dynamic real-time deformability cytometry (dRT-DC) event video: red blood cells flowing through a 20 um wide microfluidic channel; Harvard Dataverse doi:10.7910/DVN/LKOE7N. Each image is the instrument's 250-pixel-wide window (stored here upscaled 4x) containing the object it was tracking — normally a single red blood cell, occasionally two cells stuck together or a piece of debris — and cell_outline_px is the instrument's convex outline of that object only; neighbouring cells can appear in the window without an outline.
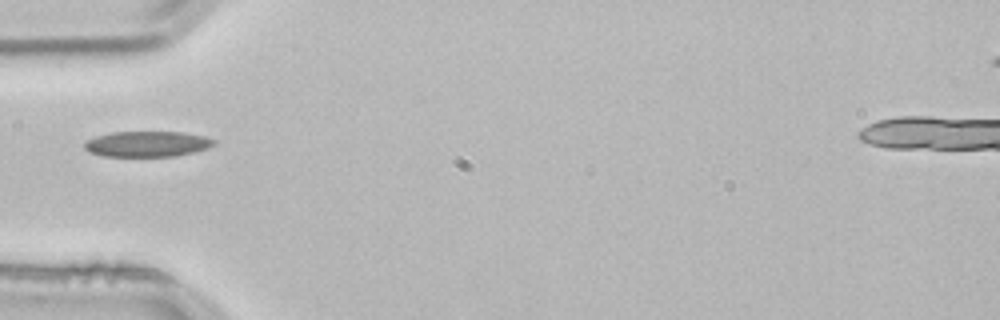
{"species": "common noctule bat (a hibernating species)", "species_latin": "Nyctalus noctula", "temperature_condition": "room temperature", "stored_images_in_passage": 1, "camera_frame_rate_fps": 3000, "um_per_image_px": 0.085, "animal": {"sex": "male", "body_mass_g": 21.5, "forearm_length_mm": 52.0}, "frame": {"image": 1, "passage_image": 1, "time_ms": 0.0, "image_size_px": [1000, 320], "cell_outline_px": [[216, 144], [208, 148], [176, 156], [104, 156], [88, 152], [84, 148], [84, 140], [96, 136], [112, 132], [184, 132], [204, 136], [216, 140]], "centroid_in_image_um": [12.5, 12.23], "position_along_channel_um": 72.5, "area_um2": 19.42}}